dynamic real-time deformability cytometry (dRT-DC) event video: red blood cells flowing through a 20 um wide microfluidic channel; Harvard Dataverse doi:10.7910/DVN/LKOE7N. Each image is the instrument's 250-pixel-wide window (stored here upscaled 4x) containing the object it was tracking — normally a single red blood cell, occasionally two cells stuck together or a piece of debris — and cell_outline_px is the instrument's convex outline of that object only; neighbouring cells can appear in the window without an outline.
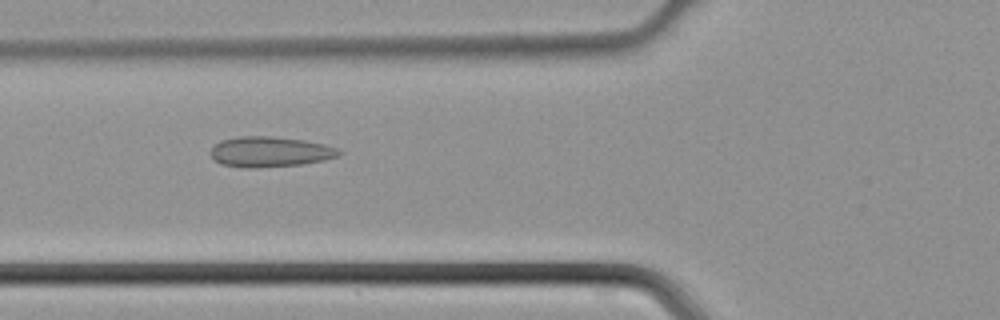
{"species": "common noctule bat (a hibernating species)", "species_latin": "Nyctalus noctula", "temperature_condition": "cold", "stored_images_in_passage": 29, "camera_frame_rate_fps": 3000, "um_per_image_px": 0.085, "animal": {"sex": "male", "body_mass_g": 21.5, "forearm_length_mm": 52.0}, "frame": {"image": 1, "passage_image": 4, "time_ms": 1.0, "image_size_px": [1000, 320], "cell_outline_px": [[344, 152], [336, 156], [324, 160], [304, 164], [256, 168], [244, 168], [220, 164], [212, 160], [212, 148], [220, 140], [240, 136], [268, 136], [304, 140], [324, 144], [336, 148]], "centroid_in_image_um": [22.93, 12.91], "position_along_channel_um": 102.9, "area_um2": 22.77}}
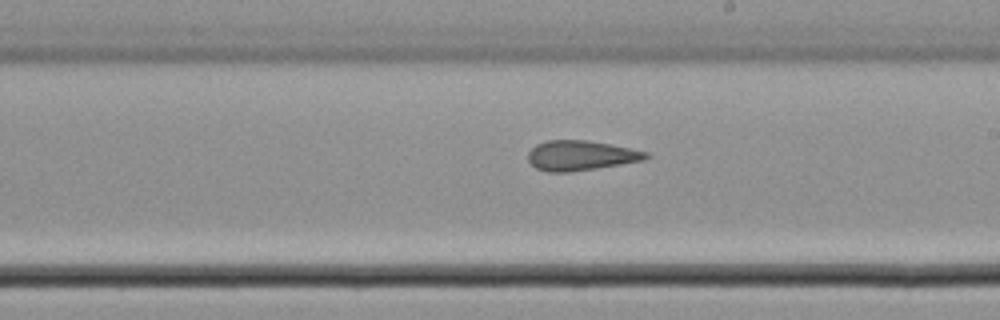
{"frame": {"image": 2, "passage_image": 13, "time_ms": 4.0, "image_size_px": [1000, 320], "cell_outline_px": [[652, 156], [644, 160], [596, 168], [568, 172], [548, 172], [536, 168], [528, 160], [528, 152], [536, 144], [548, 140], [588, 140], [648, 152]], "centroid_in_image_um": [49.35, 13.22], "position_along_channel_um": 239.6, "area_um2": 20.4}}
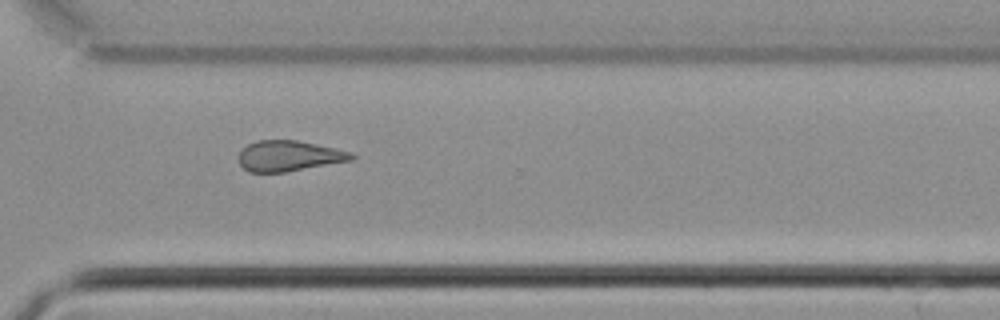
{"frame": {"image": 3, "passage_image": 20, "time_ms": 6.333, "image_size_px": [1000, 320], "cell_outline_px": [[356, 156], [352, 160], [284, 172], [248, 172], [240, 164], [240, 152], [248, 144], [256, 140], [296, 140], [316, 144], [352, 152]], "centroid_in_image_um": [24.57, 13.25], "position_along_channel_um": 346.0, "area_um2": 19.88}}